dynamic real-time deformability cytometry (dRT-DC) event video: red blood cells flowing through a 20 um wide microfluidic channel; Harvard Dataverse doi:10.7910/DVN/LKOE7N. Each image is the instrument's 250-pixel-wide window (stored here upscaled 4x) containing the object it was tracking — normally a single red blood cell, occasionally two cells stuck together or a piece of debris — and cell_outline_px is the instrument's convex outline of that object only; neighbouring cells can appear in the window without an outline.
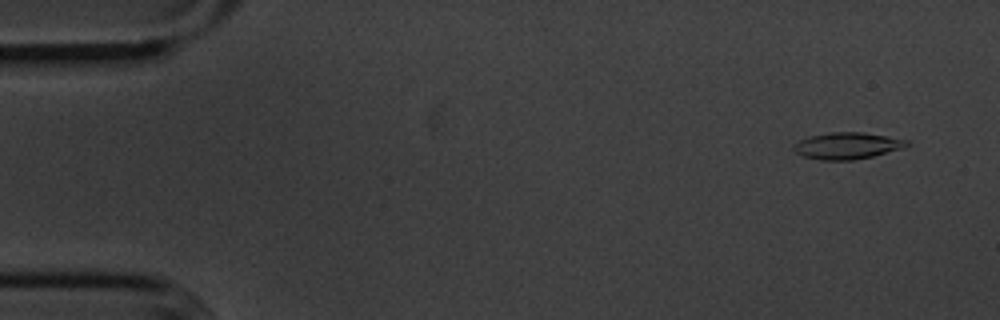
{"species": "common noctule bat (a hibernating species)", "species_latin": "Nyctalus noctula", "temperature_condition": "cold", "stored_images_in_passage": 56, "camera_frame_rate_fps": 3000, "um_per_image_px": 0.085, "animal": {"sex": "male", "body_mass_g": 20.1, "forearm_length_mm": 53.5}, "frame": {"image": 1, "passage_image": 4, "time_ms": 1.0, "image_size_px": [1000, 320], "cell_outline_px": [[912, 144], [904, 148], [872, 156], [852, 160], [820, 160], [804, 156], [796, 152], [792, 148], [792, 144], [808, 136], [832, 132], [864, 132], [908, 140]], "centroid_in_image_um": [72.02, 12.38], "position_along_channel_um": 13.0, "area_um2": 17.63}}
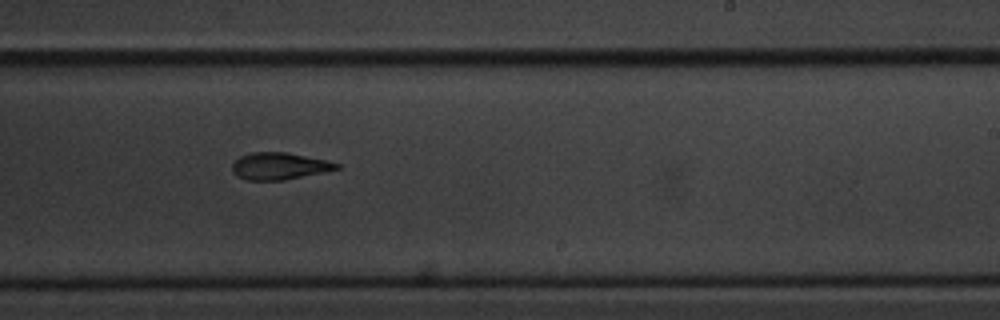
{"frame": {"image": 2, "passage_image": 34, "time_ms": 11.0, "image_size_px": [1000, 320], "cell_outline_px": [[340, 168], [284, 180], [248, 180], [236, 176], [232, 172], [232, 164], [240, 156], [252, 152], [284, 152], [328, 160], [340, 164]], "centroid_in_image_um": [23.71, 14.11], "position_along_channel_um": 265.3, "area_um2": 16.3}}
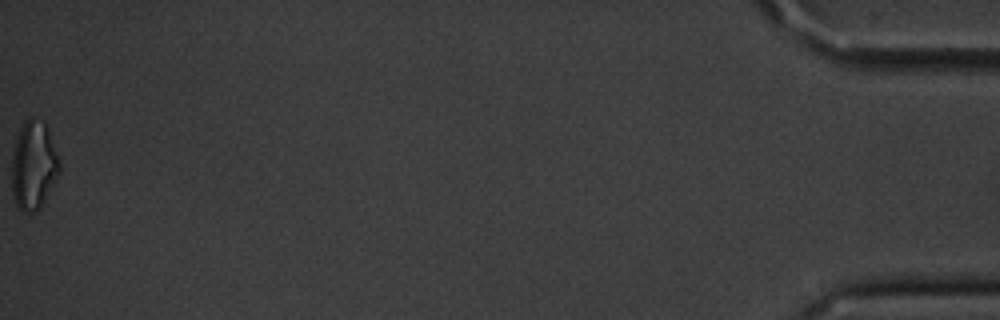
{"frame": {"image": 3, "passage_image": 56, "time_ms": 18.333, "image_size_px": [1000, 320], "cell_outline_px": [[60, 172], [40, 208], [36, 212], [24, 212], [16, 204], [12, 196], [12, 152], [20, 128], [28, 116], [32, 116], [44, 120], [48, 128], [60, 164]], "centroid_in_image_um": [2.85, 14.03], "position_along_channel_um": 432.4, "area_um2": 24.74}, "authors_computed_cell_mechanics": {"area_um2": 17.2244, "velocity_mm_per_s": 3.6179, "shape_relaxation_time_tau1_ms": 6.9439, "shape_relaxation_time_tau2_ms": 4.4402, "deformation_change_tau1": 0.1956, "deformation_change_tau2": 0.1373}}